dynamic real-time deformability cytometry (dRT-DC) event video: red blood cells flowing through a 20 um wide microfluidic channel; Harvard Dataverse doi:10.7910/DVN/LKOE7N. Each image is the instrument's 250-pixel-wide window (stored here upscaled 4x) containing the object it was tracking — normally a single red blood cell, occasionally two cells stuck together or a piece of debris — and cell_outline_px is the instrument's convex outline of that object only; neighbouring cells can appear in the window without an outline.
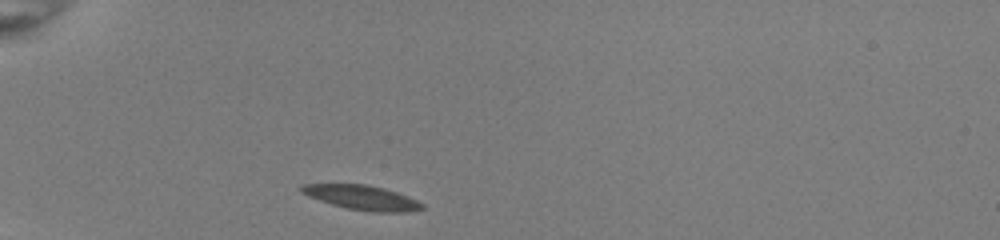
{"species": "common noctule bat (a hibernating species)", "species_latin": "Nyctalus noctula", "temperature_condition": "room temperature", "stored_images_in_passage": 38, "camera_frame_rate_fps": 3000, "um_per_image_px": 0.085, "animal": {"sex": "female", "body_mass_g": 22.0, "forearm_length_mm": 56.7}, "frame": {"image": 1, "passage_image": 1, "time_ms": 0.0, "image_size_px": [1000, 240], "cell_outline_px": [[424, 208], [400, 212], [380, 212], [348, 208], [332, 204], [308, 196], [300, 192], [300, 188], [304, 184], [364, 184], [384, 188], [396, 192], [416, 200], [424, 204]], "centroid_in_image_um": [30.74, 16.78], "position_along_channel_um": 54.3, "area_um2": 16.82}}
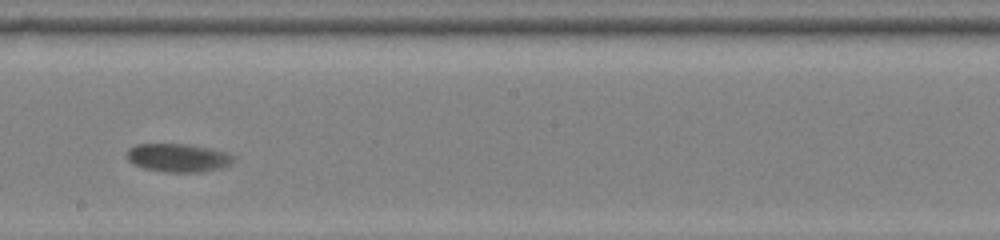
{"frame": {"image": 2, "passage_image": 17, "time_ms": 5.333, "image_size_px": [1000, 240], "cell_outline_px": [[232, 160], [228, 164], [216, 168], [196, 172], [168, 172], [144, 168], [128, 160], [128, 148], [136, 144], [184, 144], [208, 148], [224, 152], [232, 156]], "centroid_in_image_um": [15.06, 13.4], "position_along_channel_um": 233.1, "area_um2": 16.94}}
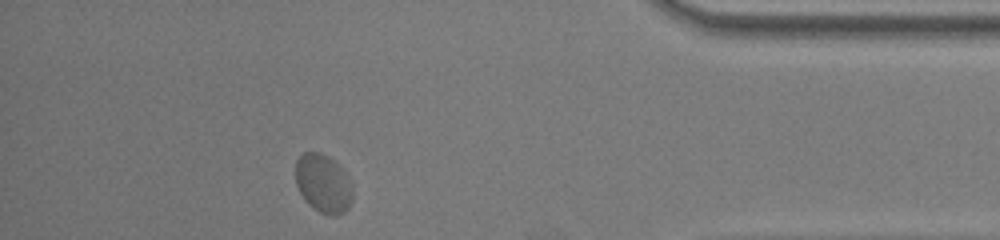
{"frame": {"image": 3, "passage_image": 33, "time_ms": 10.667, "image_size_px": [1000, 240], "cell_outline_px": [[352, 200], [348, 208], [344, 212], [336, 216], [328, 216], [312, 208], [304, 200], [296, 184], [296, 160], [304, 152], [320, 152], [328, 156], [348, 176], [352, 184]], "centroid_in_image_um": [27.47, 15.63], "position_along_channel_um": 407.7, "area_um2": 19.54}, "authors_computed_cell_mechanics": {"area_um2": 17.6868, "velocity_mm_per_s": 3.8169, "shape_relaxation_time_tau1_ms": 1.7417, "shape_relaxation_time_tau2_ms": null, "deformation_change_tau1": 0.0764, "deformation_change_tau2": null}}